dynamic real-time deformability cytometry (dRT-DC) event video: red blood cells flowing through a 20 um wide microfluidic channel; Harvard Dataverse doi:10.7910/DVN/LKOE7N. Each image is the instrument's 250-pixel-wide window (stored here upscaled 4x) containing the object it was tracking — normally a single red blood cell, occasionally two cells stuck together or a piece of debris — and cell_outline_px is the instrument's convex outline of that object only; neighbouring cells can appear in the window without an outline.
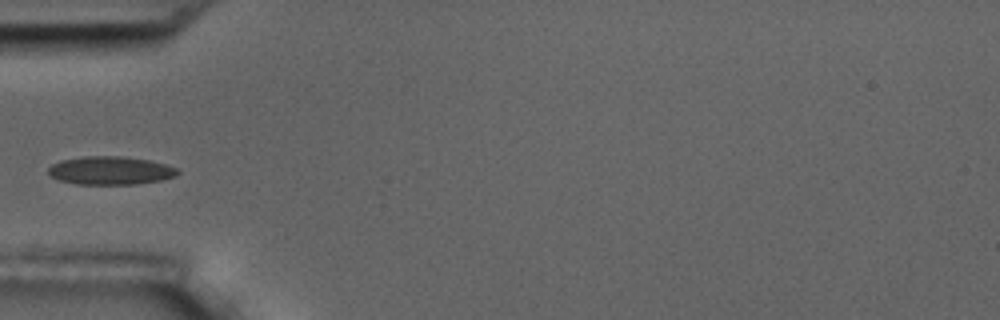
{"species": "common noctule bat (a hibernating species)", "species_latin": "Nyctalus noctula", "temperature_condition": "room temperature", "stored_images_in_passage": 10, "camera_frame_rate_fps": 3000, "um_per_image_px": 0.085, "animal": {"sex": "male", "body_mass_g": 17.5, "forearm_length_mm": 52.3}, "frame": {"image": 1, "passage_image": 4, "time_ms": 3.667, "image_size_px": [1000, 320], "cell_outline_px": [[180, 172], [176, 176], [160, 180], [136, 184], [76, 184], [60, 180], [52, 176], [48, 172], [48, 168], [52, 164], [60, 160], [84, 156], [120, 156], [148, 160], [180, 168]], "centroid_in_image_um": [9.4, 14.49], "position_along_channel_um": 75.6, "area_um2": 21.27}}
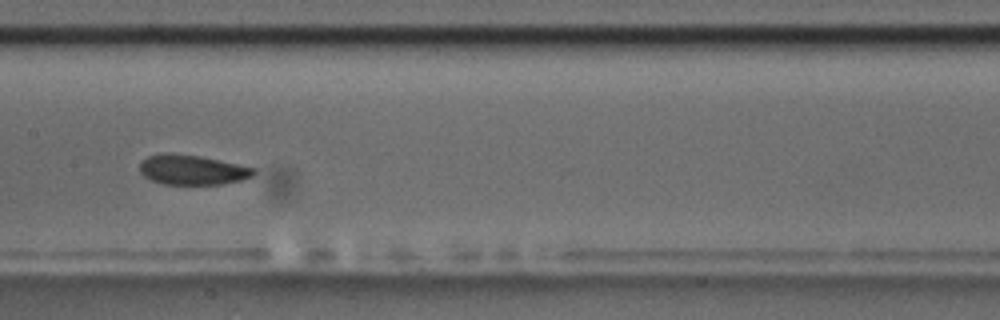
{"frame": {"image": 2, "passage_image": 7, "time_ms": 7.0, "image_size_px": [1000, 320], "cell_outline_px": [[256, 172], [252, 176], [244, 180], [220, 184], [160, 184], [144, 176], [140, 172], [140, 160], [148, 156], [160, 152], [172, 152], [200, 156], [256, 168]], "centroid_in_image_um": [16.31, 14.42], "position_along_channel_um": 191.1, "area_um2": 20.11}}
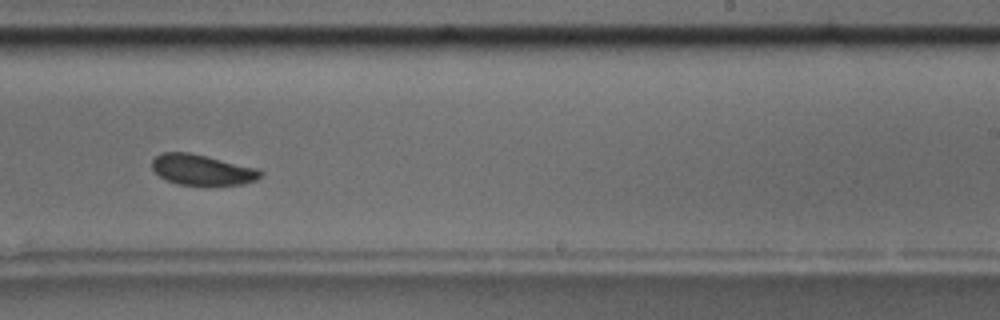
{"frame": {"image": 3, "passage_image": 9, "time_ms": 9.333, "image_size_px": [1000, 320], "cell_outline_px": [[264, 172], [256, 180], [244, 184], [204, 188], [176, 184], [160, 176], [152, 168], [152, 160], [160, 152], [188, 152], [260, 168]], "centroid_in_image_um": [17.22, 14.48], "position_along_channel_um": 271.8, "area_um2": 20.17}}